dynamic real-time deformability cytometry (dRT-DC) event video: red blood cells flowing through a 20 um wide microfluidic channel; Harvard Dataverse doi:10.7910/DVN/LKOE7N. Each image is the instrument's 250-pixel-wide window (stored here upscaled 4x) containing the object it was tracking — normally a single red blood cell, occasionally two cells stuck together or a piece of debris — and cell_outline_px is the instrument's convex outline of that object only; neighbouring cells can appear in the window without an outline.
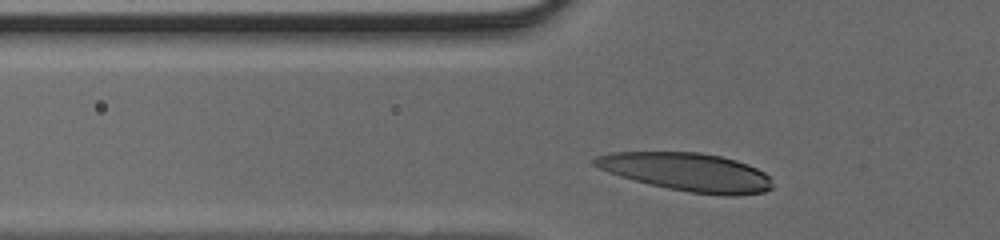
{"species": "human", "species_latin": "Homo sapiens", "temperature_condition": "cold", "stored_images_in_passage": 28, "camera_frame_rate_fps": 3000, "um_per_image_px": 0.085, "donor": {"sex": "male"}, "frame": {"image": 1, "passage_image": 5, "time_ms": 1.333, "image_size_px": [1000, 240], "cell_outline_px": [[772, 188], [764, 192], [740, 196], [724, 196], [692, 192], [668, 188], [620, 176], [608, 172], [592, 164], [592, 160], [596, 156], [612, 152], [700, 152], [720, 156], [736, 160], [748, 164], [764, 172], [768, 176], [772, 184]], "centroid_in_image_um": [58.43, 14.62], "position_along_channel_um": 67.4, "area_um2": 39.48}}
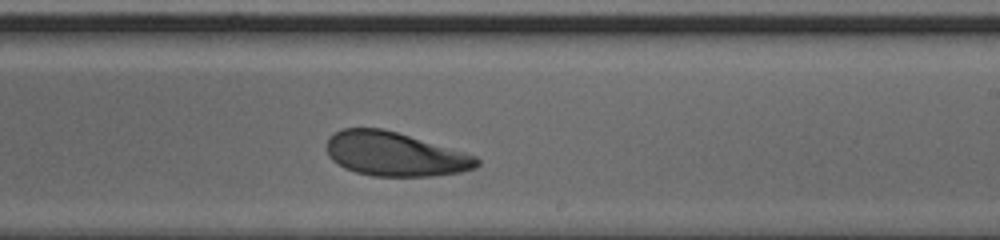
{"frame": {"image": 2, "passage_image": 18, "time_ms": 5.667, "image_size_px": [1000, 240], "cell_outline_px": [[480, 164], [476, 168], [460, 172], [432, 176], [372, 176], [356, 172], [344, 168], [332, 160], [328, 156], [328, 136], [340, 128], [384, 128], [464, 152], [476, 156], [480, 160]], "centroid_in_image_um": [33.55, 13.09], "position_along_channel_um": 255.4, "area_um2": 38.61}}
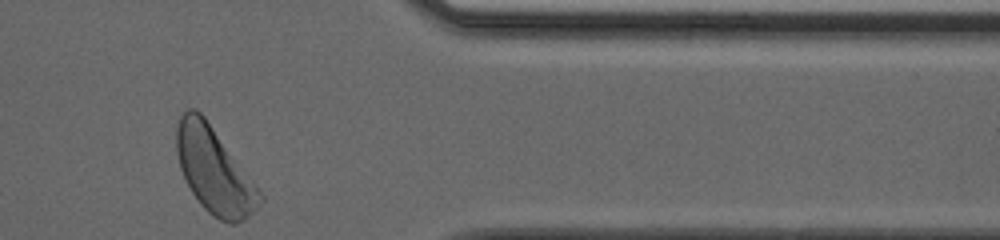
{"frame": {"image": 3, "passage_image": 28, "time_ms": 9.0, "image_size_px": [1000, 240], "cell_outline_px": [[264, 200], [244, 220], [236, 224], [228, 224], [220, 220], [208, 212], [200, 204], [192, 192], [180, 168], [176, 152], [176, 128], [180, 116], [188, 108], [196, 108], [204, 116], [264, 196]], "centroid_in_image_um": [18.19, 14.5], "position_along_channel_um": 393.2, "area_um2": 41.04}}